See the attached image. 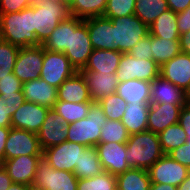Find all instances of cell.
Returning a JSON list of instances; mask_svg holds the SVG:
<instances>
[{
    "instance_id": "54",
    "label": "cell",
    "mask_w": 190,
    "mask_h": 190,
    "mask_svg": "<svg viewBox=\"0 0 190 190\" xmlns=\"http://www.w3.org/2000/svg\"><path fill=\"white\" fill-rule=\"evenodd\" d=\"M177 190H190V174L181 182Z\"/></svg>"
},
{
    "instance_id": "35",
    "label": "cell",
    "mask_w": 190,
    "mask_h": 190,
    "mask_svg": "<svg viewBox=\"0 0 190 190\" xmlns=\"http://www.w3.org/2000/svg\"><path fill=\"white\" fill-rule=\"evenodd\" d=\"M92 103H71L57 101L54 104V111L64 118L66 124L74 123L87 117L88 111Z\"/></svg>"
},
{
    "instance_id": "59",
    "label": "cell",
    "mask_w": 190,
    "mask_h": 190,
    "mask_svg": "<svg viewBox=\"0 0 190 190\" xmlns=\"http://www.w3.org/2000/svg\"><path fill=\"white\" fill-rule=\"evenodd\" d=\"M186 96H187L188 103H190V88L186 92Z\"/></svg>"
},
{
    "instance_id": "32",
    "label": "cell",
    "mask_w": 190,
    "mask_h": 190,
    "mask_svg": "<svg viewBox=\"0 0 190 190\" xmlns=\"http://www.w3.org/2000/svg\"><path fill=\"white\" fill-rule=\"evenodd\" d=\"M152 58L160 67L181 53L179 40L160 39L151 35Z\"/></svg>"
},
{
    "instance_id": "53",
    "label": "cell",
    "mask_w": 190,
    "mask_h": 190,
    "mask_svg": "<svg viewBox=\"0 0 190 190\" xmlns=\"http://www.w3.org/2000/svg\"><path fill=\"white\" fill-rule=\"evenodd\" d=\"M178 187L170 184L151 183L150 190H177Z\"/></svg>"
},
{
    "instance_id": "21",
    "label": "cell",
    "mask_w": 190,
    "mask_h": 190,
    "mask_svg": "<svg viewBox=\"0 0 190 190\" xmlns=\"http://www.w3.org/2000/svg\"><path fill=\"white\" fill-rule=\"evenodd\" d=\"M22 92L25 101L53 109L58 100V88L38 78L23 83Z\"/></svg>"
},
{
    "instance_id": "56",
    "label": "cell",
    "mask_w": 190,
    "mask_h": 190,
    "mask_svg": "<svg viewBox=\"0 0 190 190\" xmlns=\"http://www.w3.org/2000/svg\"><path fill=\"white\" fill-rule=\"evenodd\" d=\"M52 1L57 2V3H61V4L65 5L68 9H69L71 2H72L71 0H52Z\"/></svg>"
},
{
    "instance_id": "1",
    "label": "cell",
    "mask_w": 190,
    "mask_h": 190,
    "mask_svg": "<svg viewBox=\"0 0 190 190\" xmlns=\"http://www.w3.org/2000/svg\"><path fill=\"white\" fill-rule=\"evenodd\" d=\"M34 15L33 6L0 14V39L20 48L41 45L34 33Z\"/></svg>"
},
{
    "instance_id": "5",
    "label": "cell",
    "mask_w": 190,
    "mask_h": 190,
    "mask_svg": "<svg viewBox=\"0 0 190 190\" xmlns=\"http://www.w3.org/2000/svg\"><path fill=\"white\" fill-rule=\"evenodd\" d=\"M34 33L38 42L43 45L59 23L70 16L69 9L52 0H44L34 7Z\"/></svg>"
},
{
    "instance_id": "51",
    "label": "cell",
    "mask_w": 190,
    "mask_h": 190,
    "mask_svg": "<svg viewBox=\"0 0 190 190\" xmlns=\"http://www.w3.org/2000/svg\"><path fill=\"white\" fill-rule=\"evenodd\" d=\"M12 180L5 168L0 164V190H7L12 184Z\"/></svg>"
},
{
    "instance_id": "45",
    "label": "cell",
    "mask_w": 190,
    "mask_h": 190,
    "mask_svg": "<svg viewBox=\"0 0 190 190\" xmlns=\"http://www.w3.org/2000/svg\"><path fill=\"white\" fill-rule=\"evenodd\" d=\"M173 159L190 169V143H184L168 153Z\"/></svg>"
},
{
    "instance_id": "55",
    "label": "cell",
    "mask_w": 190,
    "mask_h": 190,
    "mask_svg": "<svg viewBox=\"0 0 190 190\" xmlns=\"http://www.w3.org/2000/svg\"><path fill=\"white\" fill-rule=\"evenodd\" d=\"M26 189L27 185L13 182L7 190H26Z\"/></svg>"
},
{
    "instance_id": "4",
    "label": "cell",
    "mask_w": 190,
    "mask_h": 190,
    "mask_svg": "<svg viewBox=\"0 0 190 190\" xmlns=\"http://www.w3.org/2000/svg\"><path fill=\"white\" fill-rule=\"evenodd\" d=\"M113 24V50L129 53L143 38L149 35V27L134 14L111 19Z\"/></svg>"
},
{
    "instance_id": "33",
    "label": "cell",
    "mask_w": 190,
    "mask_h": 190,
    "mask_svg": "<svg viewBox=\"0 0 190 190\" xmlns=\"http://www.w3.org/2000/svg\"><path fill=\"white\" fill-rule=\"evenodd\" d=\"M167 10L169 7L166 0H136L134 15L150 27Z\"/></svg>"
},
{
    "instance_id": "36",
    "label": "cell",
    "mask_w": 190,
    "mask_h": 190,
    "mask_svg": "<svg viewBox=\"0 0 190 190\" xmlns=\"http://www.w3.org/2000/svg\"><path fill=\"white\" fill-rule=\"evenodd\" d=\"M158 136L164 154H168L173 149L184 144L187 138L184 129L179 123L168 126Z\"/></svg>"
},
{
    "instance_id": "16",
    "label": "cell",
    "mask_w": 190,
    "mask_h": 190,
    "mask_svg": "<svg viewBox=\"0 0 190 190\" xmlns=\"http://www.w3.org/2000/svg\"><path fill=\"white\" fill-rule=\"evenodd\" d=\"M43 155H20L4 160L1 165L7 171L12 182L19 184H34L37 163Z\"/></svg>"
},
{
    "instance_id": "3",
    "label": "cell",
    "mask_w": 190,
    "mask_h": 190,
    "mask_svg": "<svg viewBox=\"0 0 190 190\" xmlns=\"http://www.w3.org/2000/svg\"><path fill=\"white\" fill-rule=\"evenodd\" d=\"M107 118L99 103H92L87 117L68 124V142H76L85 147H95L99 144L101 128Z\"/></svg>"
},
{
    "instance_id": "41",
    "label": "cell",
    "mask_w": 190,
    "mask_h": 190,
    "mask_svg": "<svg viewBox=\"0 0 190 190\" xmlns=\"http://www.w3.org/2000/svg\"><path fill=\"white\" fill-rule=\"evenodd\" d=\"M20 47L0 39V77L13 72Z\"/></svg>"
},
{
    "instance_id": "29",
    "label": "cell",
    "mask_w": 190,
    "mask_h": 190,
    "mask_svg": "<svg viewBox=\"0 0 190 190\" xmlns=\"http://www.w3.org/2000/svg\"><path fill=\"white\" fill-rule=\"evenodd\" d=\"M149 34L160 39L179 40L177 13L170 9L163 12L150 25Z\"/></svg>"
},
{
    "instance_id": "12",
    "label": "cell",
    "mask_w": 190,
    "mask_h": 190,
    "mask_svg": "<svg viewBox=\"0 0 190 190\" xmlns=\"http://www.w3.org/2000/svg\"><path fill=\"white\" fill-rule=\"evenodd\" d=\"M151 183L170 184L178 187L190 174V169L164 154L149 169Z\"/></svg>"
},
{
    "instance_id": "9",
    "label": "cell",
    "mask_w": 190,
    "mask_h": 190,
    "mask_svg": "<svg viewBox=\"0 0 190 190\" xmlns=\"http://www.w3.org/2000/svg\"><path fill=\"white\" fill-rule=\"evenodd\" d=\"M20 155H43L38 135L24 129L10 127L5 142L4 160L13 159Z\"/></svg>"
},
{
    "instance_id": "31",
    "label": "cell",
    "mask_w": 190,
    "mask_h": 190,
    "mask_svg": "<svg viewBox=\"0 0 190 190\" xmlns=\"http://www.w3.org/2000/svg\"><path fill=\"white\" fill-rule=\"evenodd\" d=\"M104 172L96 147H86L73 173L78 179H86Z\"/></svg>"
},
{
    "instance_id": "13",
    "label": "cell",
    "mask_w": 190,
    "mask_h": 190,
    "mask_svg": "<svg viewBox=\"0 0 190 190\" xmlns=\"http://www.w3.org/2000/svg\"><path fill=\"white\" fill-rule=\"evenodd\" d=\"M93 47L89 38L86 19L75 29L71 31L70 47L64 52L71 65L81 71L86 66Z\"/></svg>"
},
{
    "instance_id": "42",
    "label": "cell",
    "mask_w": 190,
    "mask_h": 190,
    "mask_svg": "<svg viewBox=\"0 0 190 190\" xmlns=\"http://www.w3.org/2000/svg\"><path fill=\"white\" fill-rule=\"evenodd\" d=\"M136 0H107L103 16L109 19L128 16L135 12Z\"/></svg>"
},
{
    "instance_id": "6",
    "label": "cell",
    "mask_w": 190,
    "mask_h": 190,
    "mask_svg": "<svg viewBox=\"0 0 190 190\" xmlns=\"http://www.w3.org/2000/svg\"><path fill=\"white\" fill-rule=\"evenodd\" d=\"M34 184L44 190H77L78 178L72 172L53 168L41 157L37 163Z\"/></svg>"
},
{
    "instance_id": "44",
    "label": "cell",
    "mask_w": 190,
    "mask_h": 190,
    "mask_svg": "<svg viewBox=\"0 0 190 190\" xmlns=\"http://www.w3.org/2000/svg\"><path fill=\"white\" fill-rule=\"evenodd\" d=\"M131 56L140 60H153L152 47H151V35H147L141 39L129 52Z\"/></svg>"
},
{
    "instance_id": "24",
    "label": "cell",
    "mask_w": 190,
    "mask_h": 190,
    "mask_svg": "<svg viewBox=\"0 0 190 190\" xmlns=\"http://www.w3.org/2000/svg\"><path fill=\"white\" fill-rule=\"evenodd\" d=\"M187 104L186 92L161 75L151 82L150 104Z\"/></svg>"
},
{
    "instance_id": "19",
    "label": "cell",
    "mask_w": 190,
    "mask_h": 190,
    "mask_svg": "<svg viewBox=\"0 0 190 190\" xmlns=\"http://www.w3.org/2000/svg\"><path fill=\"white\" fill-rule=\"evenodd\" d=\"M160 75L187 92L190 88V55L180 53L164 63Z\"/></svg>"
},
{
    "instance_id": "58",
    "label": "cell",
    "mask_w": 190,
    "mask_h": 190,
    "mask_svg": "<svg viewBox=\"0 0 190 190\" xmlns=\"http://www.w3.org/2000/svg\"><path fill=\"white\" fill-rule=\"evenodd\" d=\"M26 190H44L42 187H38L35 184H29L27 185V189Z\"/></svg>"
},
{
    "instance_id": "15",
    "label": "cell",
    "mask_w": 190,
    "mask_h": 190,
    "mask_svg": "<svg viewBox=\"0 0 190 190\" xmlns=\"http://www.w3.org/2000/svg\"><path fill=\"white\" fill-rule=\"evenodd\" d=\"M95 147L104 171L117 176L130 168L125 157L126 143H99Z\"/></svg>"
},
{
    "instance_id": "49",
    "label": "cell",
    "mask_w": 190,
    "mask_h": 190,
    "mask_svg": "<svg viewBox=\"0 0 190 190\" xmlns=\"http://www.w3.org/2000/svg\"><path fill=\"white\" fill-rule=\"evenodd\" d=\"M170 10L179 13L190 6V0H166Z\"/></svg>"
},
{
    "instance_id": "22",
    "label": "cell",
    "mask_w": 190,
    "mask_h": 190,
    "mask_svg": "<svg viewBox=\"0 0 190 190\" xmlns=\"http://www.w3.org/2000/svg\"><path fill=\"white\" fill-rule=\"evenodd\" d=\"M86 26L93 50H113V24L111 19L104 16L87 18Z\"/></svg>"
},
{
    "instance_id": "47",
    "label": "cell",
    "mask_w": 190,
    "mask_h": 190,
    "mask_svg": "<svg viewBox=\"0 0 190 190\" xmlns=\"http://www.w3.org/2000/svg\"><path fill=\"white\" fill-rule=\"evenodd\" d=\"M179 124L185 131L187 135L185 143H190V103H187L182 107L180 116H179Z\"/></svg>"
},
{
    "instance_id": "11",
    "label": "cell",
    "mask_w": 190,
    "mask_h": 190,
    "mask_svg": "<svg viewBox=\"0 0 190 190\" xmlns=\"http://www.w3.org/2000/svg\"><path fill=\"white\" fill-rule=\"evenodd\" d=\"M86 147L76 142H63L43 150V157L53 168L72 172Z\"/></svg>"
},
{
    "instance_id": "20",
    "label": "cell",
    "mask_w": 190,
    "mask_h": 190,
    "mask_svg": "<svg viewBox=\"0 0 190 190\" xmlns=\"http://www.w3.org/2000/svg\"><path fill=\"white\" fill-rule=\"evenodd\" d=\"M81 73L86 79L93 103H99L105 97L117 91L119 81L116 73L106 74L94 71H81Z\"/></svg>"
},
{
    "instance_id": "37",
    "label": "cell",
    "mask_w": 190,
    "mask_h": 190,
    "mask_svg": "<svg viewBox=\"0 0 190 190\" xmlns=\"http://www.w3.org/2000/svg\"><path fill=\"white\" fill-rule=\"evenodd\" d=\"M117 181L116 176L102 172L99 175H95L86 179H78L77 190H116Z\"/></svg>"
},
{
    "instance_id": "43",
    "label": "cell",
    "mask_w": 190,
    "mask_h": 190,
    "mask_svg": "<svg viewBox=\"0 0 190 190\" xmlns=\"http://www.w3.org/2000/svg\"><path fill=\"white\" fill-rule=\"evenodd\" d=\"M22 87L23 83L13 72L7 76L0 77V94L23 95Z\"/></svg>"
},
{
    "instance_id": "27",
    "label": "cell",
    "mask_w": 190,
    "mask_h": 190,
    "mask_svg": "<svg viewBox=\"0 0 190 190\" xmlns=\"http://www.w3.org/2000/svg\"><path fill=\"white\" fill-rule=\"evenodd\" d=\"M116 93L128 104H150L151 82L137 79L120 82Z\"/></svg>"
},
{
    "instance_id": "50",
    "label": "cell",
    "mask_w": 190,
    "mask_h": 190,
    "mask_svg": "<svg viewBox=\"0 0 190 190\" xmlns=\"http://www.w3.org/2000/svg\"><path fill=\"white\" fill-rule=\"evenodd\" d=\"M10 127H0V164L4 161L5 142L8 138Z\"/></svg>"
},
{
    "instance_id": "46",
    "label": "cell",
    "mask_w": 190,
    "mask_h": 190,
    "mask_svg": "<svg viewBox=\"0 0 190 190\" xmlns=\"http://www.w3.org/2000/svg\"><path fill=\"white\" fill-rule=\"evenodd\" d=\"M29 7V0H1L0 14L15 13Z\"/></svg>"
},
{
    "instance_id": "26",
    "label": "cell",
    "mask_w": 190,
    "mask_h": 190,
    "mask_svg": "<svg viewBox=\"0 0 190 190\" xmlns=\"http://www.w3.org/2000/svg\"><path fill=\"white\" fill-rule=\"evenodd\" d=\"M122 53L116 50L95 49L89 56L88 62L81 71H94L99 73H116Z\"/></svg>"
},
{
    "instance_id": "48",
    "label": "cell",
    "mask_w": 190,
    "mask_h": 190,
    "mask_svg": "<svg viewBox=\"0 0 190 190\" xmlns=\"http://www.w3.org/2000/svg\"><path fill=\"white\" fill-rule=\"evenodd\" d=\"M177 25L180 35L190 31V6L186 10L177 13Z\"/></svg>"
},
{
    "instance_id": "39",
    "label": "cell",
    "mask_w": 190,
    "mask_h": 190,
    "mask_svg": "<svg viewBox=\"0 0 190 190\" xmlns=\"http://www.w3.org/2000/svg\"><path fill=\"white\" fill-rule=\"evenodd\" d=\"M24 101L23 95L0 94V127H12L11 118Z\"/></svg>"
},
{
    "instance_id": "23",
    "label": "cell",
    "mask_w": 190,
    "mask_h": 190,
    "mask_svg": "<svg viewBox=\"0 0 190 190\" xmlns=\"http://www.w3.org/2000/svg\"><path fill=\"white\" fill-rule=\"evenodd\" d=\"M58 100L71 103H93L86 79L77 71L58 87Z\"/></svg>"
},
{
    "instance_id": "28",
    "label": "cell",
    "mask_w": 190,
    "mask_h": 190,
    "mask_svg": "<svg viewBox=\"0 0 190 190\" xmlns=\"http://www.w3.org/2000/svg\"><path fill=\"white\" fill-rule=\"evenodd\" d=\"M150 104H127L122 124L130 135L148 130L147 118Z\"/></svg>"
},
{
    "instance_id": "38",
    "label": "cell",
    "mask_w": 190,
    "mask_h": 190,
    "mask_svg": "<svg viewBox=\"0 0 190 190\" xmlns=\"http://www.w3.org/2000/svg\"><path fill=\"white\" fill-rule=\"evenodd\" d=\"M100 130L99 143H126L130 137L126 127L121 121L117 120H107Z\"/></svg>"
},
{
    "instance_id": "2",
    "label": "cell",
    "mask_w": 190,
    "mask_h": 190,
    "mask_svg": "<svg viewBox=\"0 0 190 190\" xmlns=\"http://www.w3.org/2000/svg\"><path fill=\"white\" fill-rule=\"evenodd\" d=\"M164 155L159 136L149 130L130 135L126 142V159L134 168L148 170Z\"/></svg>"
},
{
    "instance_id": "10",
    "label": "cell",
    "mask_w": 190,
    "mask_h": 190,
    "mask_svg": "<svg viewBox=\"0 0 190 190\" xmlns=\"http://www.w3.org/2000/svg\"><path fill=\"white\" fill-rule=\"evenodd\" d=\"M43 56L42 45L20 48L13 68L14 75L22 83L40 78Z\"/></svg>"
},
{
    "instance_id": "17",
    "label": "cell",
    "mask_w": 190,
    "mask_h": 190,
    "mask_svg": "<svg viewBox=\"0 0 190 190\" xmlns=\"http://www.w3.org/2000/svg\"><path fill=\"white\" fill-rule=\"evenodd\" d=\"M49 108L24 101L11 118L13 128L24 129L37 134Z\"/></svg>"
},
{
    "instance_id": "8",
    "label": "cell",
    "mask_w": 190,
    "mask_h": 190,
    "mask_svg": "<svg viewBox=\"0 0 190 190\" xmlns=\"http://www.w3.org/2000/svg\"><path fill=\"white\" fill-rule=\"evenodd\" d=\"M76 72L77 70L71 65L64 53L44 49L40 78L45 80L49 85L58 88Z\"/></svg>"
},
{
    "instance_id": "57",
    "label": "cell",
    "mask_w": 190,
    "mask_h": 190,
    "mask_svg": "<svg viewBox=\"0 0 190 190\" xmlns=\"http://www.w3.org/2000/svg\"><path fill=\"white\" fill-rule=\"evenodd\" d=\"M44 0H29V6L37 7L40 6Z\"/></svg>"
},
{
    "instance_id": "52",
    "label": "cell",
    "mask_w": 190,
    "mask_h": 190,
    "mask_svg": "<svg viewBox=\"0 0 190 190\" xmlns=\"http://www.w3.org/2000/svg\"><path fill=\"white\" fill-rule=\"evenodd\" d=\"M181 53L190 55V31L179 37Z\"/></svg>"
},
{
    "instance_id": "18",
    "label": "cell",
    "mask_w": 190,
    "mask_h": 190,
    "mask_svg": "<svg viewBox=\"0 0 190 190\" xmlns=\"http://www.w3.org/2000/svg\"><path fill=\"white\" fill-rule=\"evenodd\" d=\"M186 104H150L147 118L148 130L159 134L168 126L179 123V116Z\"/></svg>"
},
{
    "instance_id": "14",
    "label": "cell",
    "mask_w": 190,
    "mask_h": 190,
    "mask_svg": "<svg viewBox=\"0 0 190 190\" xmlns=\"http://www.w3.org/2000/svg\"><path fill=\"white\" fill-rule=\"evenodd\" d=\"M42 150L67 141L68 124L54 109H49L37 133Z\"/></svg>"
},
{
    "instance_id": "40",
    "label": "cell",
    "mask_w": 190,
    "mask_h": 190,
    "mask_svg": "<svg viewBox=\"0 0 190 190\" xmlns=\"http://www.w3.org/2000/svg\"><path fill=\"white\" fill-rule=\"evenodd\" d=\"M99 104L107 120L121 121L128 103L115 92L105 97Z\"/></svg>"
},
{
    "instance_id": "30",
    "label": "cell",
    "mask_w": 190,
    "mask_h": 190,
    "mask_svg": "<svg viewBox=\"0 0 190 190\" xmlns=\"http://www.w3.org/2000/svg\"><path fill=\"white\" fill-rule=\"evenodd\" d=\"M118 190H150L148 170L131 167L116 176Z\"/></svg>"
},
{
    "instance_id": "25",
    "label": "cell",
    "mask_w": 190,
    "mask_h": 190,
    "mask_svg": "<svg viewBox=\"0 0 190 190\" xmlns=\"http://www.w3.org/2000/svg\"><path fill=\"white\" fill-rule=\"evenodd\" d=\"M82 22L83 19L68 16L59 23L42 46L49 51L64 53L70 47L71 31H75Z\"/></svg>"
},
{
    "instance_id": "34",
    "label": "cell",
    "mask_w": 190,
    "mask_h": 190,
    "mask_svg": "<svg viewBox=\"0 0 190 190\" xmlns=\"http://www.w3.org/2000/svg\"><path fill=\"white\" fill-rule=\"evenodd\" d=\"M107 0H72L69 13L80 19L103 16Z\"/></svg>"
},
{
    "instance_id": "7",
    "label": "cell",
    "mask_w": 190,
    "mask_h": 190,
    "mask_svg": "<svg viewBox=\"0 0 190 190\" xmlns=\"http://www.w3.org/2000/svg\"><path fill=\"white\" fill-rule=\"evenodd\" d=\"M160 75V66L153 60H140L129 53H122L116 77L120 82L137 79L152 82Z\"/></svg>"
}]
</instances>
